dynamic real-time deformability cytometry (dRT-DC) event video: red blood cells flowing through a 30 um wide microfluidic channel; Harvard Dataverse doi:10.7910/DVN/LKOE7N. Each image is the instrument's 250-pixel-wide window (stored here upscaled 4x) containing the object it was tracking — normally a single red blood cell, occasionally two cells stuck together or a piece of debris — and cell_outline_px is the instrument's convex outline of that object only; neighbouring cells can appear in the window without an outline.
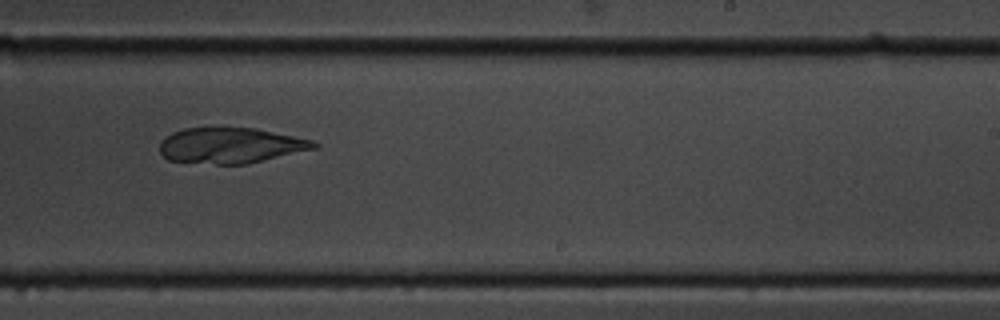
{"species": "common noctule bat (a hibernating species)", "species_latin": "Nyctalus noctula", "temperature_condition": "cold", "stored_images_in_passage": 11, "camera_frame_rate_fps": 3000, "um_per_image_px": 0.085, "animal": {"sex": "male", "body_mass_g": 19.5, "forearm_length_mm": 54.6}, "frame": {"image": 1, "passage_image": 10, "time_ms": 11.333, "image_size_px": [1000, 320], "cell_outline_px": [[320, 144], [316, 148], [248, 164], [216, 164], [168, 160], [160, 152], [160, 140], [164, 136], [172, 132], [184, 128], [212, 124], [256, 128], [316, 140]], "centroid_in_image_um": [19.59, 12.31], "position_along_channel_um": 269.4, "area_um2": 33.23}}
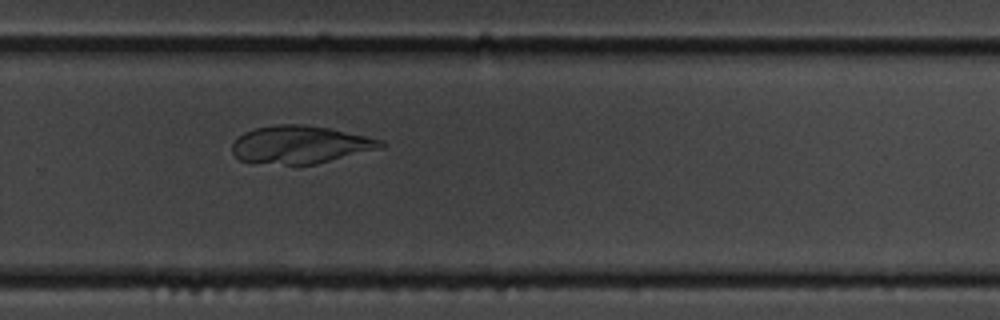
{"frame": {"image": 2, "passage_image": 11, "time_ms": 12.333, "image_size_px": [1000, 320], "cell_outline_px": [[388, 144], [384, 148], [316, 164], [284, 164], [240, 160], [232, 152], [232, 144], [244, 132], [256, 128], [280, 124], [304, 124], [332, 128], [384, 140]], "centroid_in_image_um": [25.62, 12.28], "position_along_channel_um": 304.2, "area_um2": 32.77}}